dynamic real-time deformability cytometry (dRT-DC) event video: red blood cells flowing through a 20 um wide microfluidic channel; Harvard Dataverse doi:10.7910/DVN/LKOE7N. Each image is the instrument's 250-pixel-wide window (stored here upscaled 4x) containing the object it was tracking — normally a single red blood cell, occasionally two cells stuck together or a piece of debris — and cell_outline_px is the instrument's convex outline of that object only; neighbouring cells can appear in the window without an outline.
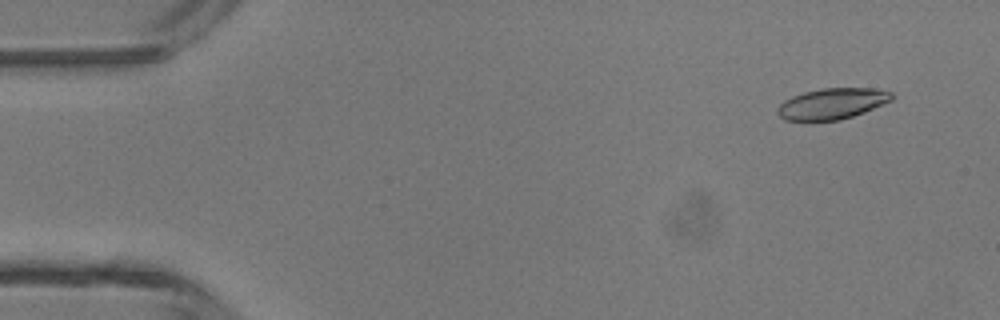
{"species": "common noctule bat (a hibernating species)", "species_latin": "Nyctalus noctula", "temperature_condition": "room temperature", "stored_images_in_passage": 50, "camera_frame_rate_fps": 3000, "um_per_image_px": 0.085, "animal": {"sex": "male", "body_mass_g": 13.3}, "frame": {"image": 1, "passage_image": 4, "time_ms": 1.0, "image_size_px": [1000, 320], "cell_outline_px": [[892, 100], [864, 112], [840, 120], [784, 120], [776, 112], [776, 108], [784, 100], [792, 96], [804, 92], [824, 88], [872, 88], [892, 92]], "centroid_in_image_um": [70.7, 8.81], "position_along_channel_um": 14.3, "area_um2": 20.46}}
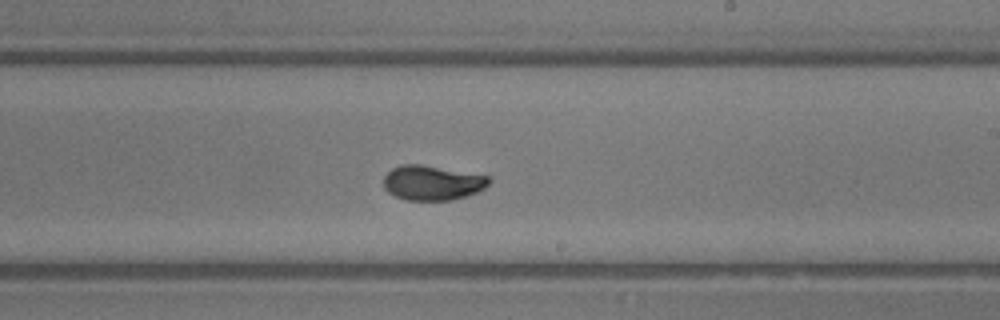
{"frame": {"image": 2, "passage_image": 29, "time_ms": 9.333, "image_size_px": [1000, 320], "cell_outline_px": [[492, 180], [484, 188], [476, 192], [452, 200], [408, 200], [396, 196], [388, 192], [384, 188], [384, 176], [392, 168], [400, 164], [420, 164], [488, 176]], "centroid_in_image_um": [36.72, 15.53], "position_along_channel_um": 252.3, "area_um2": 21.15}}
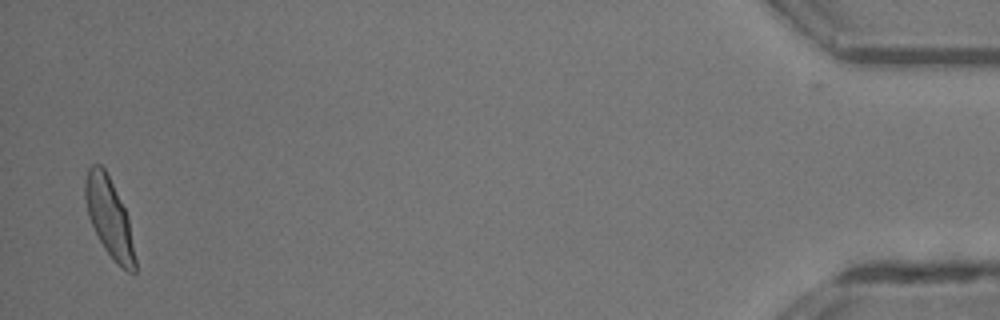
{"frame": {"image": 3, "passage_image": 48, "time_ms": 15.667, "image_size_px": [1000, 320], "cell_outline_px": [[136, 272], [128, 272], [116, 264], [104, 248], [88, 216], [84, 196], [84, 184], [88, 168], [92, 164], [100, 164], [104, 168], [128, 216], [136, 260]], "centroid_in_image_um": [9.28, 18.51], "position_along_channel_um": 425.9, "area_um2": 22.72}, "authors_computed_cell_mechanics": {"area_um2": 21.6172, "velocity_mm_per_s": 4.1738, "shape_relaxation_time_tau1_ms": 3.3241, "shape_relaxation_time_tau2_ms": null, "deformation_change_tau1": 0.1675, "deformation_change_tau2": null}}